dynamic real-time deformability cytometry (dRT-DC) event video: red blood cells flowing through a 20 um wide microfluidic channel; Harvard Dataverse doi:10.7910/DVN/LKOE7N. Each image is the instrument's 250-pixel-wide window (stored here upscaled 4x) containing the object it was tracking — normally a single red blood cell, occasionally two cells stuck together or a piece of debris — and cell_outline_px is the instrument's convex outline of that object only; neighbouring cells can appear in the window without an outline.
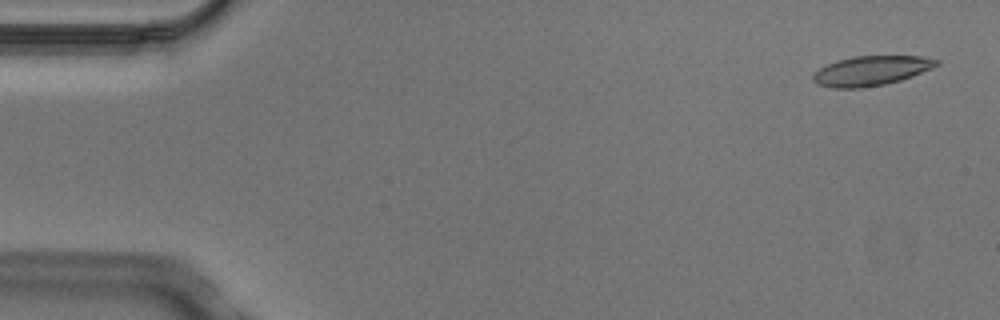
{"species": "Egyptian fruit bat (a non-hibernating species)", "species_latin": "Rousettus aegyptiacus", "temperature_condition": "cold", "stored_images_in_passage": 7, "camera_frame_rate_fps": 3000, "um_per_image_px": 0.085, "animal": {"sex": "male"}, "frame": {"image": 1, "passage_image": 1, "time_ms": 0.0, "image_size_px": [1000, 320], "cell_outline_px": [[940, 64], [932, 68], [912, 76], [900, 80], [884, 84], [860, 88], [832, 88], [816, 84], [812, 80], [812, 76], [820, 68], [836, 60], [852, 56], [920, 56], [940, 60]], "centroid_in_image_um": [74.04, 6.01], "position_along_channel_um": 11.0, "area_um2": 21.33}}
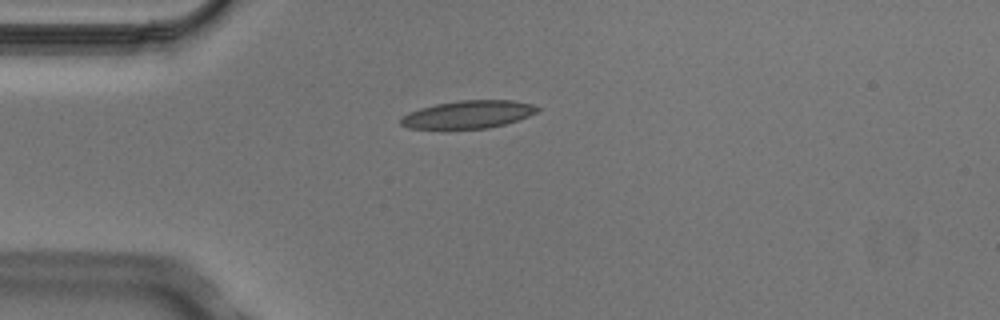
{"frame": {"image": 2, "passage_image": 4, "time_ms": 1.0, "image_size_px": [1000, 320], "cell_outline_px": [[540, 108], [536, 112], [528, 116], [504, 124], [488, 128], [444, 132], [408, 128], [400, 124], [400, 120], [408, 112], [420, 108], [436, 104], [460, 100], [512, 100], [532, 104]], "centroid_in_image_um": [39.7, 9.78], "position_along_channel_um": 45.3, "area_um2": 22.95}}
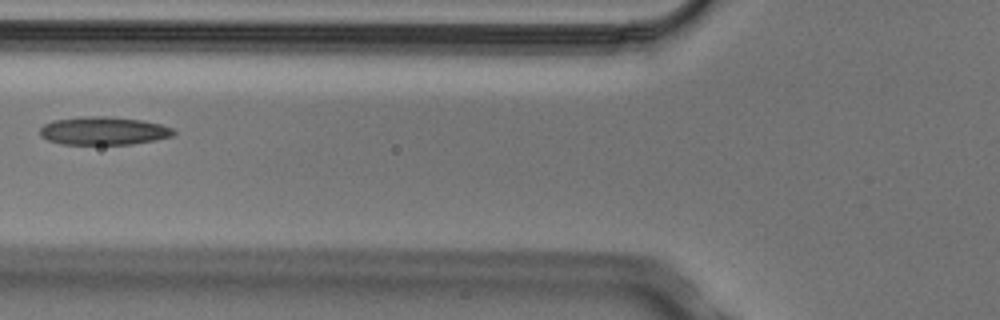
{"frame": {"image": 3, "passage_image": 6, "time_ms": 1.667, "image_size_px": [1000, 320], "cell_outline_px": [[176, 132], [172, 136], [156, 140], [132, 144], [60, 144], [48, 140], [40, 136], [40, 128], [44, 124], [52, 120], [84, 116], [112, 116], [140, 120], [160, 124], [172, 128]], "centroid_in_image_um": [8.78, 11.11], "position_along_channel_um": 117.0, "area_um2": 22.02}}